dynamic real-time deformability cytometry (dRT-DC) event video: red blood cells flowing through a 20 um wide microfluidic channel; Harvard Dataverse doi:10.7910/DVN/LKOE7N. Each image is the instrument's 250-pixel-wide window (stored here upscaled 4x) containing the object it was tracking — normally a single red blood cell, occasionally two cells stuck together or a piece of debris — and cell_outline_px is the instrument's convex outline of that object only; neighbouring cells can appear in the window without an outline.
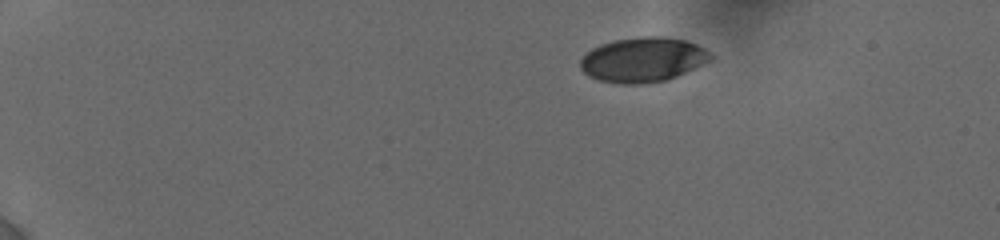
{"species": "human", "species_latin": "Homo sapiens", "temperature_condition": "cold", "stored_images_in_passage": 8, "camera_frame_rate_fps": 3000, "um_per_image_px": 0.085, "donor": {"sex": "female"}, "frame": {"image": 1, "passage_image": 1, "time_ms": 0.0, "image_size_px": [1000, 240], "cell_outline_px": [[712, 60], [676, 76], [664, 80], [644, 84], [620, 84], [600, 80], [588, 76], [580, 68], [580, 60], [592, 48], [600, 44], [616, 40], [640, 36], [664, 36], [684, 40], [696, 44], [704, 48], [712, 56]], "centroid_in_image_um": [54.64, 5.07], "position_along_channel_um": 30.4, "area_um2": 33.81}}
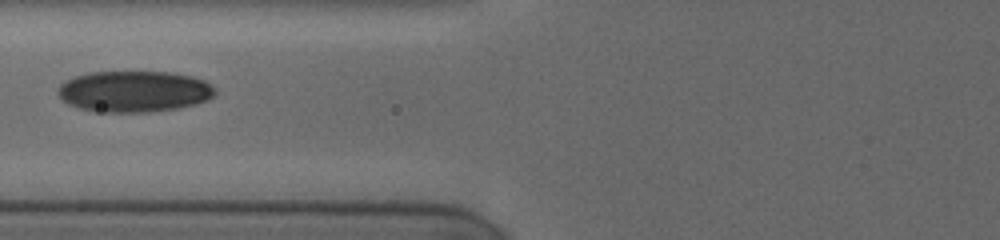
{"frame": {"image": 2, "passage_image": 6, "time_ms": 5.0, "image_size_px": [1000, 240], "cell_outline_px": [[216, 92], [208, 100], [196, 104], [180, 108], [148, 112], [96, 112], [80, 108], [68, 104], [56, 92], [60, 84], [64, 80], [72, 76], [88, 72], [172, 72], [192, 76], [204, 80], [212, 84], [216, 88]], "centroid_in_image_um": [11.4, 7.77], "position_along_channel_um": 114.4, "area_um2": 38.21}}
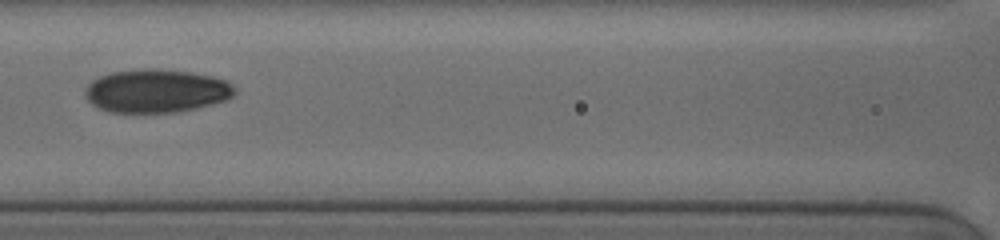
{"frame": {"image": 3, "passage_image": 7, "time_ms": 6.0, "image_size_px": [1000, 240], "cell_outline_px": [[236, 92], [232, 96], [224, 100], [196, 108], [172, 112], [108, 112], [92, 104], [88, 100], [84, 92], [84, 88], [92, 80], [100, 76], [112, 72], [144, 68], [156, 68], [192, 72], [212, 76], [224, 80], [232, 84], [236, 88]], "centroid_in_image_um": [13.27, 7.71], "position_along_channel_um": 153.3, "area_um2": 37.74}}